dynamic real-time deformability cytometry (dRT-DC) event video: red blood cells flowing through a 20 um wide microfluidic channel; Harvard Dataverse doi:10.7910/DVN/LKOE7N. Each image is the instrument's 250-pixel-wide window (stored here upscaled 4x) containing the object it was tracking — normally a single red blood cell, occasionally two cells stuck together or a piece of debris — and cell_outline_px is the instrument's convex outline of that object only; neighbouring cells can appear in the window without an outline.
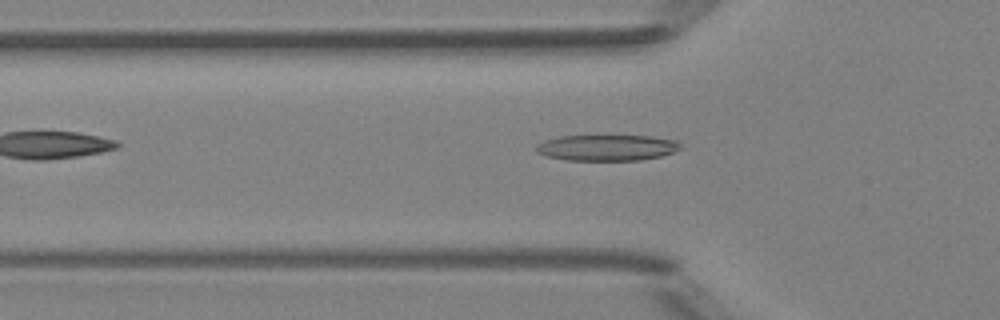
{"species": "Egyptian fruit bat (a non-hibernating species)", "species_latin": "Rousettus aegyptiacus", "temperature_condition": "room temperature", "stored_images_in_passage": 34, "camera_frame_rate_fps": 3000, "um_per_image_px": 0.085, "animal": {"sex": "female"}, "frame": {"image": 1, "passage_image": 8, "time_ms": 2.333, "image_size_px": [1000, 320], "cell_outline_px": [[680, 148], [672, 152], [660, 156], [640, 160], [568, 160], [544, 156], [536, 152], [536, 144], [544, 140], [560, 136], [652, 136], [676, 140], [680, 144]], "centroid_in_image_um": [51.54, 12.55], "position_along_channel_um": 74.3, "area_um2": 21.79}}
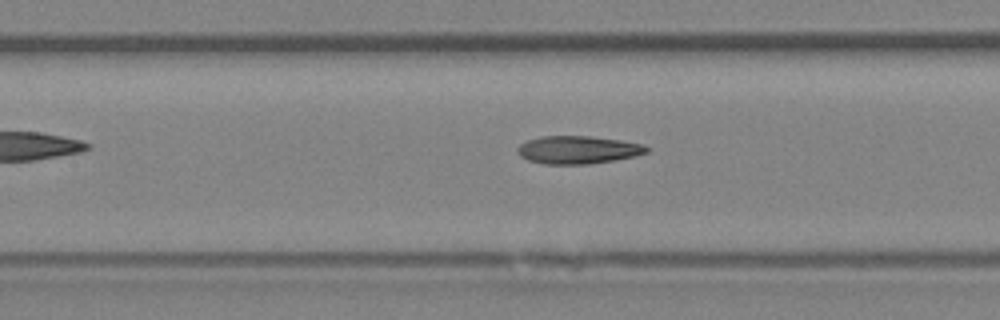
{"frame": {"image": 2, "passage_image": 14, "time_ms": 4.333, "image_size_px": [1000, 320], "cell_outline_px": [[652, 148], [648, 152], [636, 156], [616, 160], [588, 164], [544, 164], [528, 160], [520, 156], [516, 152], [516, 148], [520, 144], [528, 140], [540, 136], [592, 136], [620, 140], [644, 144]], "centroid_in_image_um": [49.15, 12.73], "position_along_channel_um": 158.2, "area_um2": 21.27}}
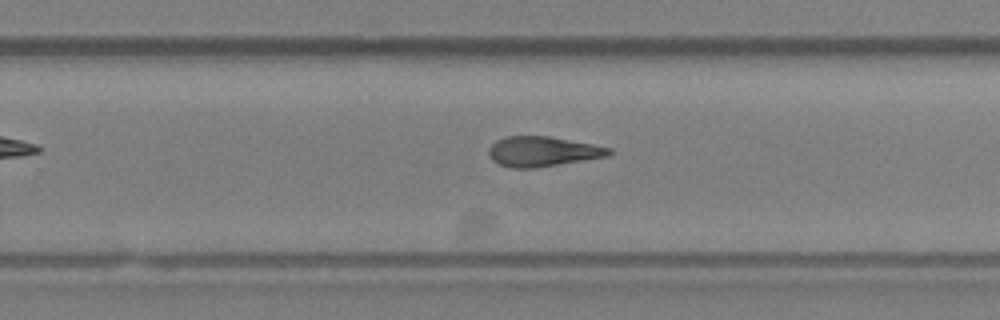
{"frame": {"image": 3, "passage_image": 23, "time_ms": 7.333, "image_size_px": [1000, 320], "cell_outline_px": [[612, 152], [608, 156], [536, 168], [512, 168], [496, 164], [488, 156], [488, 148], [496, 140], [508, 136], [548, 136], [592, 144], [612, 148]], "centroid_in_image_um": [46.08, 12.88], "position_along_channel_um": 283.7, "area_um2": 21.1}, "authors_computed_cell_mechanics": {"area_um2": 21.1259, "velocity_mm_per_s": 4.1897, "shape_relaxation_time_tau1_ms": 4.7983, "shape_relaxation_time_tau2_ms": 2.9185, "deformation_change_tau1": 0.1522, "deformation_change_tau2": 0.1462}}